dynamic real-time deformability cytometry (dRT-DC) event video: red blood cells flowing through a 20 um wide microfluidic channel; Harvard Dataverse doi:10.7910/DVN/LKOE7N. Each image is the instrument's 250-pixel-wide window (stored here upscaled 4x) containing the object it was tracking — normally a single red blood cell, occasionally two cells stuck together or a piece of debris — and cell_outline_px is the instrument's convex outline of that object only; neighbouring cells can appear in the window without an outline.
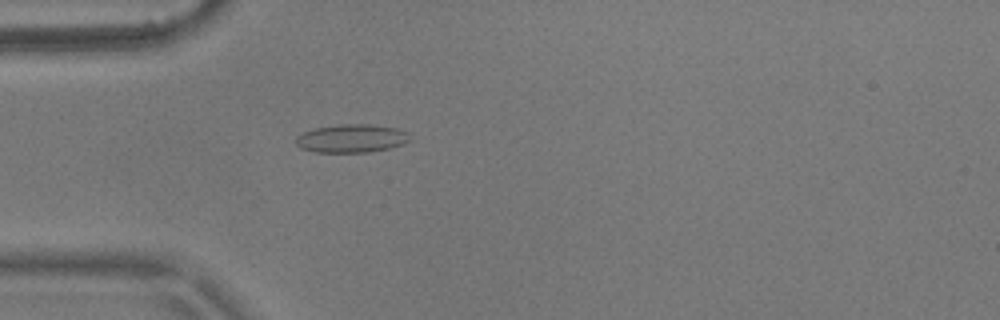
{"species": "common noctule bat (a hibernating species)", "species_latin": "Nyctalus noctula", "temperature_condition": "warm", "stored_images_in_passage": 1, "camera_frame_rate_fps": 3000, "um_per_image_px": 0.085, "animal": {"sex": "male", "body_mass_g": 17.9}, "frame": {"image": 1, "passage_image": 1, "time_ms": 0.0, "image_size_px": [1000, 320], "cell_outline_px": [[412, 140], [404, 144], [388, 148], [368, 152], [316, 152], [300, 148], [296, 144], [296, 136], [304, 132], [316, 128], [340, 124], [368, 124], [396, 128], [408, 132]], "centroid_in_image_um": [29.9, 11.76], "position_along_channel_um": 55.1, "area_um2": 18.79}}